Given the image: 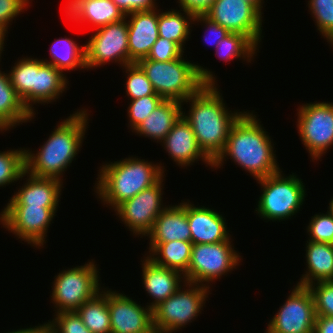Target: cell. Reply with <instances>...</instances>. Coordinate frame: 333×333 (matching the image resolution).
Masks as SVG:
<instances>
[{
  "instance_id": "41",
  "label": "cell",
  "mask_w": 333,
  "mask_h": 333,
  "mask_svg": "<svg viewBox=\"0 0 333 333\" xmlns=\"http://www.w3.org/2000/svg\"><path fill=\"white\" fill-rule=\"evenodd\" d=\"M184 50L175 42L158 37L146 59L167 62L181 58Z\"/></svg>"
},
{
  "instance_id": "38",
  "label": "cell",
  "mask_w": 333,
  "mask_h": 333,
  "mask_svg": "<svg viewBox=\"0 0 333 333\" xmlns=\"http://www.w3.org/2000/svg\"><path fill=\"white\" fill-rule=\"evenodd\" d=\"M306 230L309 235L308 240L333 244V212L328 208L325 214L321 212L315 214L311 217Z\"/></svg>"
},
{
  "instance_id": "37",
  "label": "cell",
  "mask_w": 333,
  "mask_h": 333,
  "mask_svg": "<svg viewBox=\"0 0 333 333\" xmlns=\"http://www.w3.org/2000/svg\"><path fill=\"white\" fill-rule=\"evenodd\" d=\"M159 95H148L130 100L127 117H129L128 128L133 131L150 113L163 101Z\"/></svg>"
},
{
  "instance_id": "1",
  "label": "cell",
  "mask_w": 333,
  "mask_h": 333,
  "mask_svg": "<svg viewBox=\"0 0 333 333\" xmlns=\"http://www.w3.org/2000/svg\"><path fill=\"white\" fill-rule=\"evenodd\" d=\"M253 113L245 111L233 124L224 151L213 162V168H221L226 158L232 159L255 180L281 170L277 164L273 139Z\"/></svg>"
},
{
  "instance_id": "7",
  "label": "cell",
  "mask_w": 333,
  "mask_h": 333,
  "mask_svg": "<svg viewBox=\"0 0 333 333\" xmlns=\"http://www.w3.org/2000/svg\"><path fill=\"white\" fill-rule=\"evenodd\" d=\"M209 289L204 285L185 281L172 296L152 309L154 331L176 333L196 320L202 314L208 295L211 294Z\"/></svg>"
},
{
  "instance_id": "36",
  "label": "cell",
  "mask_w": 333,
  "mask_h": 333,
  "mask_svg": "<svg viewBox=\"0 0 333 333\" xmlns=\"http://www.w3.org/2000/svg\"><path fill=\"white\" fill-rule=\"evenodd\" d=\"M123 69H125L127 73L125 90L128 100H134L148 95H158L145 72L137 63L125 65Z\"/></svg>"
},
{
  "instance_id": "34",
  "label": "cell",
  "mask_w": 333,
  "mask_h": 333,
  "mask_svg": "<svg viewBox=\"0 0 333 333\" xmlns=\"http://www.w3.org/2000/svg\"><path fill=\"white\" fill-rule=\"evenodd\" d=\"M25 178V148L0 151V187Z\"/></svg>"
},
{
  "instance_id": "30",
  "label": "cell",
  "mask_w": 333,
  "mask_h": 333,
  "mask_svg": "<svg viewBox=\"0 0 333 333\" xmlns=\"http://www.w3.org/2000/svg\"><path fill=\"white\" fill-rule=\"evenodd\" d=\"M85 44L81 47L76 41L70 38H59L55 40L50 47V59L43 60L44 63L50 64L64 71H71L80 68L86 70V53Z\"/></svg>"
},
{
  "instance_id": "11",
  "label": "cell",
  "mask_w": 333,
  "mask_h": 333,
  "mask_svg": "<svg viewBox=\"0 0 333 333\" xmlns=\"http://www.w3.org/2000/svg\"><path fill=\"white\" fill-rule=\"evenodd\" d=\"M58 207L4 206L0 212V224L20 241L43 248L48 228L56 216Z\"/></svg>"
},
{
  "instance_id": "44",
  "label": "cell",
  "mask_w": 333,
  "mask_h": 333,
  "mask_svg": "<svg viewBox=\"0 0 333 333\" xmlns=\"http://www.w3.org/2000/svg\"><path fill=\"white\" fill-rule=\"evenodd\" d=\"M126 16L135 11H148L156 9V0H112Z\"/></svg>"
},
{
  "instance_id": "16",
  "label": "cell",
  "mask_w": 333,
  "mask_h": 333,
  "mask_svg": "<svg viewBox=\"0 0 333 333\" xmlns=\"http://www.w3.org/2000/svg\"><path fill=\"white\" fill-rule=\"evenodd\" d=\"M111 333H152V309L134 301L130 296L108 290Z\"/></svg>"
},
{
  "instance_id": "49",
  "label": "cell",
  "mask_w": 333,
  "mask_h": 333,
  "mask_svg": "<svg viewBox=\"0 0 333 333\" xmlns=\"http://www.w3.org/2000/svg\"><path fill=\"white\" fill-rule=\"evenodd\" d=\"M6 34L7 33H5V32H2V31H0V59H1V55H2V52L3 51H5V50H3L4 49V41H5V38L7 37L6 36ZM1 61V60H0Z\"/></svg>"
},
{
  "instance_id": "26",
  "label": "cell",
  "mask_w": 333,
  "mask_h": 333,
  "mask_svg": "<svg viewBox=\"0 0 333 333\" xmlns=\"http://www.w3.org/2000/svg\"><path fill=\"white\" fill-rule=\"evenodd\" d=\"M34 117L12 87L8 72L0 70V132L30 122Z\"/></svg>"
},
{
  "instance_id": "48",
  "label": "cell",
  "mask_w": 333,
  "mask_h": 333,
  "mask_svg": "<svg viewBox=\"0 0 333 333\" xmlns=\"http://www.w3.org/2000/svg\"><path fill=\"white\" fill-rule=\"evenodd\" d=\"M244 1H246L249 4H251L252 6H254L261 14H263L262 8H263L264 0H244Z\"/></svg>"
},
{
  "instance_id": "29",
  "label": "cell",
  "mask_w": 333,
  "mask_h": 333,
  "mask_svg": "<svg viewBox=\"0 0 333 333\" xmlns=\"http://www.w3.org/2000/svg\"><path fill=\"white\" fill-rule=\"evenodd\" d=\"M10 83L17 95L22 99L28 111L35 115L33 107V88H36L37 58L23 57L14 63L10 71H7Z\"/></svg>"
},
{
  "instance_id": "25",
  "label": "cell",
  "mask_w": 333,
  "mask_h": 333,
  "mask_svg": "<svg viewBox=\"0 0 333 333\" xmlns=\"http://www.w3.org/2000/svg\"><path fill=\"white\" fill-rule=\"evenodd\" d=\"M306 269L297 285L308 287L320 281H333V244L306 241Z\"/></svg>"
},
{
  "instance_id": "13",
  "label": "cell",
  "mask_w": 333,
  "mask_h": 333,
  "mask_svg": "<svg viewBox=\"0 0 333 333\" xmlns=\"http://www.w3.org/2000/svg\"><path fill=\"white\" fill-rule=\"evenodd\" d=\"M164 175L156 184L124 201L114 211L133 235L146 237L156 218L167 207L163 205Z\"/></svg>"
},
{
  "instance_id": "19",
  "label": "cell",
  "mask_w": 333,
  "mask_h": 333,
  "mask_svg": "<svg viewBox=\"0 0 333 333\" xmlns=\"http://www.w3.org/2000/svg\"><path fill=\"white\" fill-rule=\"evenodd\" d=\"M125 17L128 18L129 64L137 63L147 58L151 47L159 37L158 8L135 11Z\"/></svg>"
},
{
  "instance_id": "22",
  "label": "cell",
  "mask_w": 333,
  "mask_h": 333,
  "mask_svg": "<svg viewBox=\"0 0 333 333\" xmlns=\"http://www.w3.org/2000/svg\"><path fill=\"white\" fill-rule=\"evenodd\" d=\"M65 13L77 23L91 24L96 29L125 18L112 0H67ZM68 14V15H67ZM79 21V22H78Z\"/></svg>"
},
{
  "instance_id": "3",
  "label": "cell",
  "mask_w": 333,
  "mask_h": 333,
  "mask_svg": "<svg viewBox=\"0 0 333 333\" xmlns=\"http://www.w3.org/2000/svg\"><path fill=\"white\" fill-rule=\"evenodd\" d=\"M87 110L78 109L59 122L37 153L26 148L25 171L36 177L55 178L63 182L64 171L70 167L85 139L90 120Z\"/></svg>"
},
{
  "instance_id": "50",
  "label": "cell",
  "mask_w": 333,
  "mask_h": 333,
  "mask_svg": "<svg viewBox=\"0 0 333 333\" xmlns=\"http://www.w3.org/2000/svg\"><path fill=\"white\" fill-rule=\"evenodd\" d=\"M6 333H28V328H20V329H17V330L8 331Z\"/></svg>"
},
{
  "instance_id": "9",
  "label": "cell",
  "mask_w": 333,
  "mask_h": 333,
  "mask_svg": "<svg viewBox=\"0 0 333 333\" xmlns=\"http://www.w3.org/2000/svg\"><path fill=\"white\" fill-rule=\"evenodd\" d=\"M231 243L230 237L219 243L192 244L185 280L210 288V283L235 270L243 259Z\"/></svg>"
},
{
  "instance_id": "4",
  "label": "cell",
  "mask_w": 333,
  "mask_h": 333,
  "mask_svg": "<svg viewBox=\"0 0 333 333\" xmlns=\"http://www.w3.org/2000/svg\"><path fill=\"white\" fill-rule=\"evenodd\" d=\"M98 171L94 192L104 206H111L110 209L113 210L156 184L165 175L162 164L148 162L136 156L106 162Z\"/></svg>"
},
{
  "instance_id": "33",
  "label": "cell",
  "mask_w": 333,
  "mask_h": 333,
  "mask_svg": "<svg viewBox=\"0 0 333 333\" xmlns=\"http://www.w3.org/2000/svg\"><path fill=\"white\" fill-rule=\"evenodd\" d=\"M215 49V55L226 62L234 59H242L251 63L254 58L253 56H257V52L259 51L258 47L247 36L234 32H230L220 40Z\"/></svg>"
},
{
  "instance_id": "45",
  "label": "cell",
  "mask_w": 333,
  "mask_h": 333,
  "mask_svg": "<svg viewBox=\"0 0 333 333\" xmlns=\"http://www.w3.org/2000/svg\"><path fill=\"white\" fill-rule=\"evenodd\" d=\"M216 0H178L179 8L193 16L204 15Z\"/></svg>"
},
{
  "instance_id": "14",
  "label": "cell",
  "mask_w": 333,
  "mask_h": 333,
  "mask_svg": "<svg viewBox=\"0 0 333 333\" xmlns=\"http://www.w3.org/2000/svg\"><path fill=\"white\" fill-rule=\"evenodd\" d=\"M270 319L266 333H314L316 312L312 292L297 285Z\"/></svg>"
},
{
  "instance_id": "15",
  "label": "cell",
  "mask_w": 333,
  "mask_h": 333,
  "mask_svg": "<svg viewBox=\"0 0 333 333\" xmlns=\"http://www.w3.org/2000/svg\"><path fill=\"white\" fill-rule=\"evenodd\" d=\"M205 15L229 32L247 36L259 48L261 39L264 37L262 35L263 17L248 2L244 0H216Z\"/></svg>"
},
{
  "instance_id": "18",
  "label": "cell",
  "mask_w": 333,
  "mask_h": 333,
  "mask_svg": "<svg viewBox=\"0 0 333 333\" xmlns=\"http://www.w3.org/2000/svg\"><path fill=\"white\" fill-rule=\"evenodd\" d=\"M163 149L180 168L194 165L199 159L213 168V162L203 153L197 144L190 124L181 116L161 142Z\"/></svg>"
},
{
  "instance_id": "35",
  "label": "cell",
  "mask_w": 333,
  "mask_h": 333,
  "mask_svg": "<svg viewBox=\"0 0 333 333\" xmlns=\"http://www.w3.org/2000/svg\"><path fill=\"white\" fill-rule=\"evenodd\" d=\"M308 8L317 31L333 47V0H309Z\"/></svg>"
},
{
  "instance_id": "8",
  "label": "cell",
  "mask_w": 333,
  "mask_h": 333,
  "mask_svg": "<svg viewBox=\"0 0 333 333\" xmlns=\"http://www.w3.org/2000/svg\"><path fill=\"white\" fill-rule=\"evenodd\" d=\"M92 259L84 265L59 272L52 282L51 301L55 313L76 311L101 291L99 269Z\"/></svg>"
},
{
  "instance_id": "10",
  "label": "cell",
  "mask_w": 333,
  "mask_h": 333,
  "mask_svg": "<svg viewBox=\"0 0 333 333\" xmlns=\"http://www.w3.org/2000/svg\"><path fill=\"white\" fill-rule=\"evenodd\" d=\"M297 130L312 161L333 146V102H310L297 109Z\"/></svg>"
},
{
  "instance_id": "20",
  "label": "cell",
  "mask_w": 333,
  "mask_h": 333,
  "mask_svg": "<svg viewBox=\"0 0 333 333\" xmlns=\"http://www.w3.org/2000/svg\"><path fill=\"white\" fill-rule=\"evenodd\" d=\"M26 183L18 188L5 206L58 207L63 182L55 178L36 177L25 171Z\"/></svg>"
},
{
  "instance_id": "5",
  "label": "cell",
  "mask_w": 333,
  "mask_h": 333,
  "mask_svg": "<svg viewBox=\"0 0 333 333\" xmlns=\"http://www.w3.org/2000/svg\"><path fill=\"white\" fill-rule=\"evenodd\" d=\"M164 100L185 101L204 84H216L215 74L198 63L181 58L161 62L143 58L137 62ZM214 74V75H213Z\"/></svg>"
},
{
  "instance_id": "17",
  "label": "cell",
  "mask_w": 333,
  "mask_h": 333,
  "mask_svg": "<svg viewBox=\"0 0 333 333\" xmlns=\"http://www.w3.org/2000/svg\"><path fill=\"white\" fill-rule=\"evenodd\" d=\"M186 214L192 244L219 243L231 237L226 219L217 210L202 205L196 207L188 200Z\"/></svg>"
},
{
  "instance_id": "12",
  "label": "cell",
  "mask_w": 333,
  "mask_h": 333,
  "mask_svg": "<svg viewBox=\"0 0 333 333\" xmlns=\"http://www.w3.org/2000/svg\"><path fill=\"white\" fill-rule=\"evenodd\" d=\"M85 44L86 69L100 67L109 62L122 68L129 64L127 18L95 29Z\"/></svg>"
},
{
  "instance_id": "43",
  "label": "cell",
  "mask_w": 333,
  "mask_h": 333,
  "mask_svg": "<svg viewBox=\"0 0 333 333\" xmlns=\"http://www.w3.org/2000/svg\"><path fill=\"white\" fill-rule=\"evenodd\" d=\"M195 23H200L201 25H204L206 27V32L208 31V34L205 35V43H210L212 45H214V49L216 48V46L218 45V43L220 42V40H222L225 36H227L230 32L220 26L218 23L212 21L210 18H208L205 14L204 15H196L193 17V21L192 24ZM210 35L213 37L211 39ZM208 38H207V37ZM214 39V40H213Z\"/></svg>"
},
{
  "instance_id": "42",
  "label": "cell",
  "mask_w": 333,
  "mask_h": 333,
  "mask_svg": "<svg viewBox=\"0 0 333 333\" xmlns=\"http://www.w3.org/2000/svg\"><path fill=\"white\" fill-rule=\"evenodd\" d=\"M30 0H0V31L8 33L9 24L30 6Z\"/></svg>"
},
{
  "instance_id": "32",
  "label": "cell",
  "mask_w": 333,
  "mask_h": 333,
  "mask_svg": "<svg viewBox=\"0 0 333 333\" xmlns=\"http://www.w3.org/2000/svg\"><path fill=\"white\" fill-rule=\"evenodd\" d=\"M103 289L76 310L84 325L92 333H111L108 289Z\"/></svg>"
},
{
  "instance_id": "27",
  "label": "cell",
  "mask_w": 333,
  "mask_h": 333,
  "mask_svg": "<svg viewBox=\"0 0 333 333\" xmlns=\"http://www.w3.org/2000/svg\"><path fill=\"white\" fill-rule=\"evenodd\" d=\"M148 249L147 257L156 265L174 269L183 275L187 272L191 259L192 242L181 240L149 242Z\"/></svg>"
},
{
  "instance_id": "23",
  "label": "cell",
  "mask_w": 333,
  "mask_h": 333,
  "mask_svg": "<svg viewBox=\"0 0 333 333\" xmlns=\"http://www.w3.org/2000/svg\"><path fill=\"white\" fill-rule=\"evenodd\" d=\"M149 242L190 241L191 231L186 214V201L168 205L156 218L151 232L146 236Z\"/></svg>"
},
{
  "instance_id": "31",
  "label": "cell",
  "mask_w": 333,
  "mask_h": 333,
  "mask_svg": "<svg viewBox=\"0 0 333 333\" xmlns=\"http://www.w3.org/2000/svg\"><path fill=\"white\" fill-rule=\"evenodd\" d=\"M183 13H182V12ZM193 15L185 10L170 9L165 12L158 9L159 37L177 43L183 50L192 30ZM191 25V26H190ZM191 30V31H190Z\"/></svg>"
},
{
  "instance_id": "28",
  "label": "cell",
  "mask_w": 333,
  "mask_h": 333,
  "mask_svg": "<svg viewBox=\"0 0 333 333\" xmlns=\"http://www.w3.org/2000/svg\"><path fill=\"white\" fill-rule=\"evenodd\" d=\"M68 80L62 71L37 58L36 88H33V106L37 103L55 102L68 88Z\"/></svg>"
},
{
  "instance_id": "47",
  "label": "cell",
  "mask_w": 333,
  "mask_h": 333,
  "mask_svg": "<svg viewBox=\"0 0 333 333\" xmlns=\"http://www.w3.org/2000/svg\"><path fill=\"white\" fill-rule=\"evenodd\" d=\"M28 333H56L55 330L48 324H38V326L28 327Z\"/></svg>"
},
{
  "instance_id": "40",
  "label": "cell",
  "mask_w": 333,
  "mask_h": 333,
  "mask_svg": "<svg viewBox=\"0 0 333 333\" xmlns=\"http://www.w3.org/2000/svg\"><path fill=\"white\" fill-rule=\"evenodd\" d=\"M48 324L56 333H92L83 323L77 311H64L54 315Z\"/></svg>"
},
{
  "instance_id": "39",
  "label": "cell",
  "mask_w": 333,
  "mask_h": 333,
  "mask_svg": "<svg viewBox=\"0 0 333 333\" xmlns=\"http://www.w3.org/2000/svg\"><path fill=\"white\" fill-rule=\"evenodd\" d=\"M315 303L316 316L333 317V281H320L308 286Z\"/></svg>"
},
{
  "instance_id": "21",
  "label": "cell",
  "mask_w": 333,
  "mask_h": 333,
  "mask_svg": "<svg viewBox=\"0 0 333 333\" xmlns=\"http://www.w3.org/2000/svg\"><path fill=\"white\" fill-rule=\"evenodd\" d=\"M141 262L142 286L153 299V302L147 303L151 309L172 296L186 281L181 272L156 265L147 256Z\"/></svg>"
},
{
  "instance_id": "46",
  "label": "cell",
  "mask_w": 333,
  "mask_h": 333,
  "mask_svg": "<svg viewBox=\"0 0 333 333\" xmlns=\"http://www.w3.org/2000/svg\"><path fill=\"white\" fill-rule=\"evenodd\" d=\"M314 333H333V317L316 316Z\"/></svg>"
},
{
  "instance_id": "2",
  "label": "cell",
  "mask_w": 333,
  "mask_h": 333,
  "mask_svg": "<svg viewBox=\"0 0 333 333\" xmlns=\"http://www.w3.org/2000/svg\"><path fill=\"white\" fill-rule=\"evenodd\" d=\"M218 88V84H204L182 102V105L189 102V111L187 114L182 111V116L190 124L198 146L212 162L224 151L231 127L245 112L229 111Z\"/></svg>"
},
{
  "instance_id": "51",
  "label": "cell",
  "mask_w": 333,
  "mask_h": 333,
  "mask_svg": "<svg viewBox=\"0 0 333 333\" xmlns=\"http://www.w3.org/2000/svg\"><path fill=\"white\" fill-rule=\"evenodd\" d=\"M328 208L333 212V197L331 198V201H329Z\"/></svg>"
},
{
  "instance_id": "24",
  "label": "cell",
  "mask_w": 333,
  "mask_h": 333,
  "mask_svg": "<svg viewBox=\"0 0 333 333\" xmlns=\"http://www.w3.org/2000/svg\"><path fill=\"white\" fill-rule=\"evenodd\" d=\"M181 102L163 100L132 132L161 143L182 116Z\"/></svg>"
},
{
  "instance_id": "6",
  "label": "cell",
  "mask_w": 333,
  "mask_h": 333,
  "mask_svg": "<svg viewBox=\"0 0 333 333\" xmlns=\"http://www.w3.org/2000/svg\"><path fill=\"white\" fill-rule=\"evenodd\" d=\"M282 172L280 170L273 175L256 180L261 186L262 194L257 202L255 213L263 220L281 222L291 219L300 211L305 201L307 194L302 179L294 173L285 176Z\"/></svg>"
}]
</instances>
